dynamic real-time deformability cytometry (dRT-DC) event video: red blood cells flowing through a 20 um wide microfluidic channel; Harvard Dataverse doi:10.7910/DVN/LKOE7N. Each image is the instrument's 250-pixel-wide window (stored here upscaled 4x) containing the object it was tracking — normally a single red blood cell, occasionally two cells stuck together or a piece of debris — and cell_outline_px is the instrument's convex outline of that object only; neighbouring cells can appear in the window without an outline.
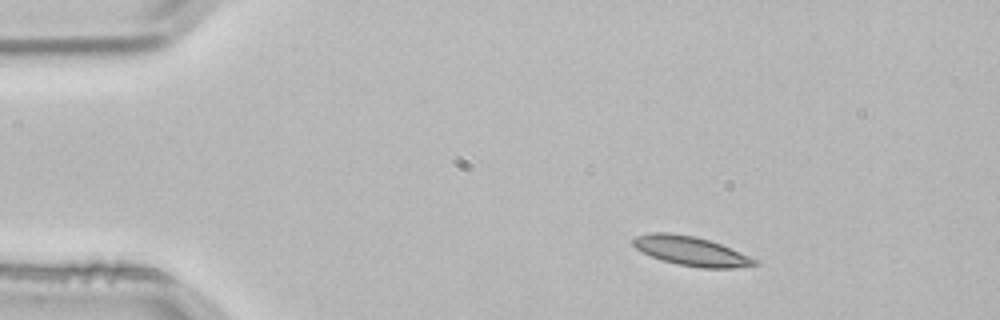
{"species": "common noctule bat (a hibernating species)", "species_latin": "Nyctalus noctula", "temperature_condition": "room temperature", "stored_images_in_passage": 3, "segment_of_instrument_passage": [1, 2], "camera_frame_rate_fps": 3000, "um_per_image_px": 0.085, "animal": {"sex": "male", "body_mass_g": 21.5, "forearm_length_mm": 52.0}, "frame": {"image": 1, "passage_image": 1, "time_ms": 0.0, "image_size_px": [1000, 320], "cell_outline_px": [[760, 264], [732, 268], [700, 268], [676, 264], [652, 256], [636, 248], [632, 244], [632, 240], [636, 236], [648, 232], [668, 232], [692, 236], [708, 240], [720, 244], [760, 260]], "centroid_in_image_um": [58.75, 21.34], "position_along_channel_um": 26.2, "area_um2": 20.63}}